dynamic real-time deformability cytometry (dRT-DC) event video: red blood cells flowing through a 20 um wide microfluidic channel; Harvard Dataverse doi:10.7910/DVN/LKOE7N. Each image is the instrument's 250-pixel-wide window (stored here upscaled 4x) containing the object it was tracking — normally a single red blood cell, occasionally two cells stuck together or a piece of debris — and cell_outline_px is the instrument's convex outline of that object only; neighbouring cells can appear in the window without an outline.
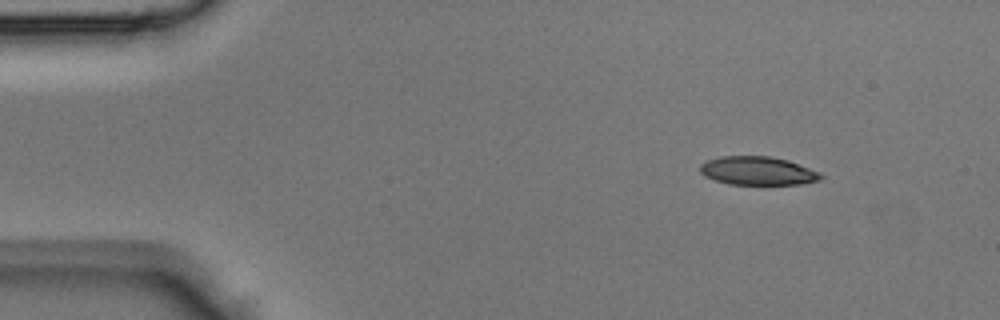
{"species": "Egyptian fruit bat (a non-hibernating species)", "species_latin": "Rousettus aegyptiacus", "temperature_condition": "room temperature", "stored_images_in_passage": 40, "segment_of_instrument_passage": [1, 2], "camera_frame_rate_fps": 3000, "um_per_image_px": 0.085, "animal": {"sex": "male"}, "frame": {"image": 1, "passage_image": 1, "time_ms": 0.0, "image_size_px": [1000, 320], "cell_outline_px": [[824, 176], [820, 180], [800, 184], [728, 184], [704, 176], [700, 172], [700, 164], [708, 160], [720, 156], [772, 156], [788, 160], [820, 172]], "centroid_in_image_um": [64.41, 14.51], "position_along_channel_um": 20.6, "area_um2": 20.06}}
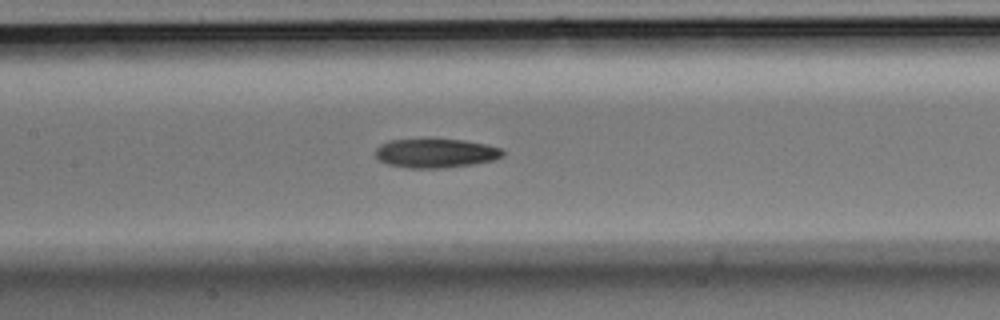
{"frame": {"image": 2, "passage_image": 16, "time_ms": 5.0, "image_size_px": [1000, 320], "cell_outline_px": [[504, 156], [496, 160], [472, 164], [444, 168], [408, 168], [388, 164], [380, 160], [376, 156], [376, 148], [380, 144], [388, 140], [464, 140], [484, 144], [500, 148], [504, 152]], "centroid_in_image_um": [37.05, 13.03], "position_along_channel_um": 170.4, "area_um2": 21.39}}
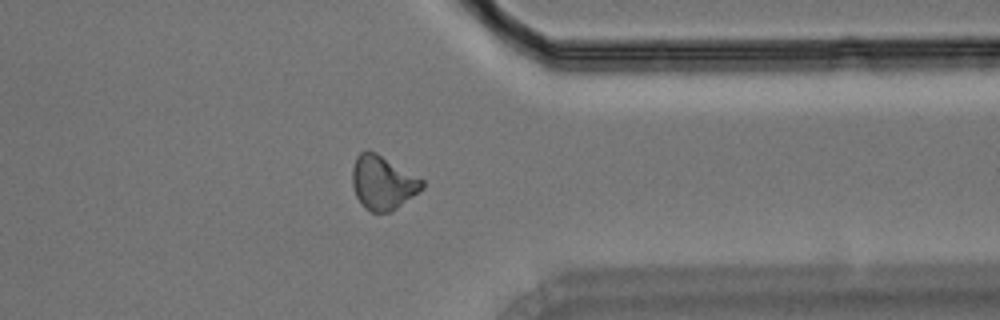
{"frame": {"image": 3, "passage_image": 30, "time_ms": 9.667, "image_size_px": [1000, 320], "cell_outline_px": [[424, 188], [392, 212], [372, 212], [364, 208], [360, 204], [356, 196], [352, 184], [352, 168], [356, 156], [364, 148], [368, 148], [376, 152], [424, 180]], "centroid_in_image_um": [32.51, 15.51], "position_along_channel_um": 378.9, "area_um2": 22.25}}